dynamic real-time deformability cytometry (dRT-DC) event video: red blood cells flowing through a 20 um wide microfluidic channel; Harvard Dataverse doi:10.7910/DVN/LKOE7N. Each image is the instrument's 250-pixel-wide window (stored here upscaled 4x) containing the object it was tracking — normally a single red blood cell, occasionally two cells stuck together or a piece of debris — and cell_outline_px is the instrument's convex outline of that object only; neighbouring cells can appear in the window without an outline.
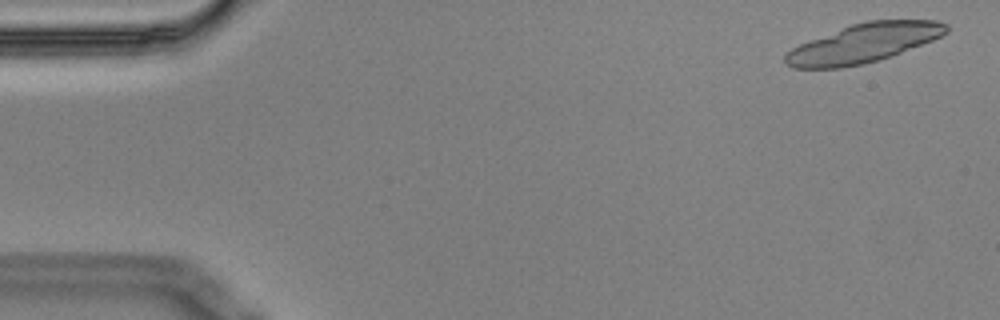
{"species": "Egyptian fruit bat (a non-hibernating species)", "species_latin": "Rousettus aegyptiacus", "temperature_condition": "cold", "stored_images_in_passage": 6, "camera_frame_rate_fps": 3000, "um_per_image_px": 0.085, "animal": {"sex": "male"}, "frame": {"image": 1, "passage_image": 1, "time_ms": 0.0, "image_size_px": [1000, 320], "cell_outline_px": [[948, 32], [932, 40], [880, 60], [840, 68], [792, 68], [784, 64], [784, 56], [792, 48], [800, 44], [852, 24], [868, 20], [936, 20], [948, 24]], "centroid_in_image_um": [73.4, 3.67], "position_along_channel_um": 11.6, "area_um2": 36.13}}